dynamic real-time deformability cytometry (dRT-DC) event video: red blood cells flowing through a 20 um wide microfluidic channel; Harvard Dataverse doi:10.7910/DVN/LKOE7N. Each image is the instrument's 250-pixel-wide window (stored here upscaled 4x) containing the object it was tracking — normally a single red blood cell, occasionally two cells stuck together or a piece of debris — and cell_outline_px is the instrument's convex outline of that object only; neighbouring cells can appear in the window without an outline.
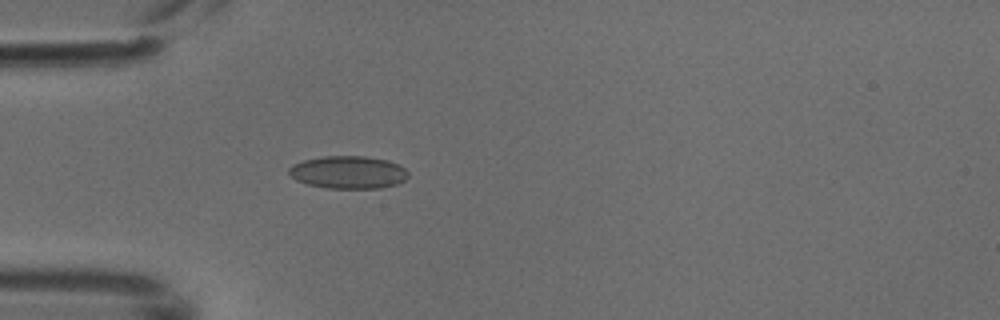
{"species": "common noctule bat (a hibernating species)", "species_latin": "Nyctalus noctula", "temperature_condition": "cold", "stored_images_in_passage": 4, "camera_frame_rate_fps": 3000, "um_per_image_px": 0.085, "animal": {"sex": "male", "body_mass_g": 18.8}, "frame": {"image": 1, "passage_image": 4, "time_ms": 1.0, "image_size_px": [1000, 320], "cell_outline_px": [[408, 176], [404, 180], [396, 184], [380, 188], [324, 188], [308, 184], [296, 180], [288, 172], [288, 168], [292, 164], [304, 160], [324, 156], [364, 156], [388, 160], [400, 164], [408, 172]], "centroid_in_image_um": [29.6, 14.64], "position_along_channel_um": 55.4, "area_um2": 22.77}}